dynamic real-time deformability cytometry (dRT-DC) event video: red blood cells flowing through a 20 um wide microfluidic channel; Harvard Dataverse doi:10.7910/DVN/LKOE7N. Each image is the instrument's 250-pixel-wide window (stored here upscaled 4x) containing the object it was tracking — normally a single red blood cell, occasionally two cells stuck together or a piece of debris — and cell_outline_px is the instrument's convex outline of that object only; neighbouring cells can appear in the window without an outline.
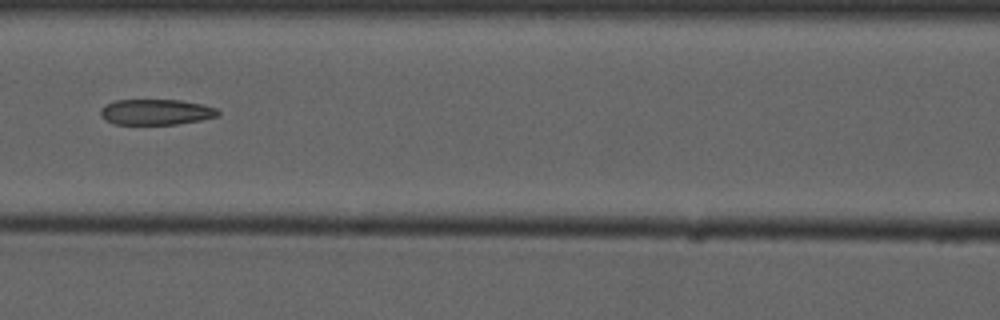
{"species": "common noctule bat (a hibernating species)", "species_latin": "Nyctalus noctula", "temperature_condition": "cold", "stored_images_in_passage": 9, "camera_frame_rate_fps": 3000, "um_per_image_px": 0.085, "animal": {"sex": "male", "forearm_length_mm": 52.5}, "frame": {"image": 1, "passage_image": 6, "time_ms": 7.0, "image_size_px": [1000, 320], "cell_outline_px": [[220, 116], [200, 120], [176, 124], [116, 124], [104, 120], [100, 116], [100, 108], [104, 104], [116, 100], [180, 100], [200, 104], [216, 108], [220, 112]], "centroid_in_image_um": [13.23, 9.52], "position_along_channel_um": 153.4, "area_um2": 17.63}}
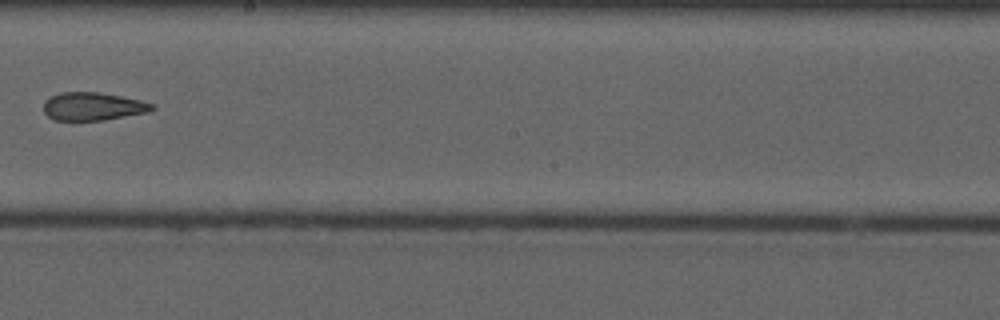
{"frame": {"image": 2, "passage_image": 8, "time_ms": 9.333, "image_size_px": [1000, 320], "cell_outline_px": [[156, 108], [148, 112], [104, 120], [52, 120], [44, 112], [44, 100], [48, 96], [60, 92], [100, 92], [140, 100], [152, 104]], "centroid_in_image_um": [7.85, 9.04], "position_along_channel_um": 240.3, "area_um2": 17.8}}
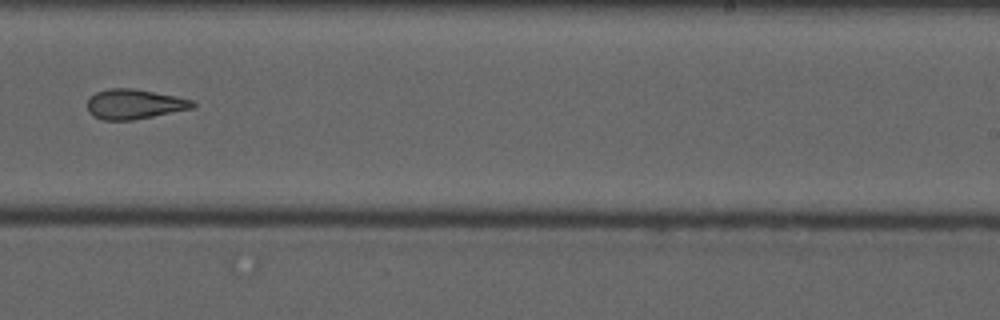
{"frame": {"image": 3, "passage_image": 9, "time_ms": 10.333, "image_size_px": [1000, 320], "cell_outline_px": [[196, 108], [132, 120], [104, 120], [92, 116], [88, 112], [88, 100], [96, 92], [108, 88], [132, 88], [176, 96], [196, 100]], "centroid_in_image_um": [11.46, 8.85], "position_along_channel_um": 277.5, "area_um2": 18.5}}